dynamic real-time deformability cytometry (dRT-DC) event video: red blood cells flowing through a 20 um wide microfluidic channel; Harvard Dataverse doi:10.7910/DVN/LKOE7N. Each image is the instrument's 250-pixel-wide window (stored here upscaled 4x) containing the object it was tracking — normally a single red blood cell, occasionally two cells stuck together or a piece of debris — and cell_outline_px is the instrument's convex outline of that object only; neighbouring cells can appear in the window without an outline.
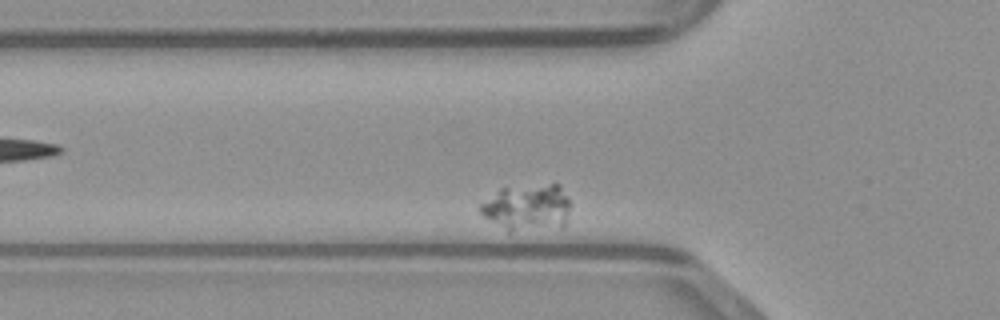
{"species": "common noctule bat (a hibernating species)", "species_latin": "Nyctalus noctula", "temperature_condition": "warm", "stored_images_in_passage": 29, "camera_frame_rate_fps": 3000, "um_per_image_px": 0.085, "animal": {"sex": "male", "body_mass_g": 23.1, "forearm_length_mm": 52.7}, "frame": {"image": 1, "passage_image": 3, "time_ms": 0.667, "image_size_px": [1000, 320], "cell_outline_px": [[568, 212], [564, 224], [560, 228], [512, 232], [508, 232], [484, 216], [480, 212], [480, 204], [500, 188], [548, 184], [560, 184], [568, 200]], "centroid_in_image_um": [44.81, 17.66], "position_along_channel_um": 81.0, "area_um2": 24.45}}
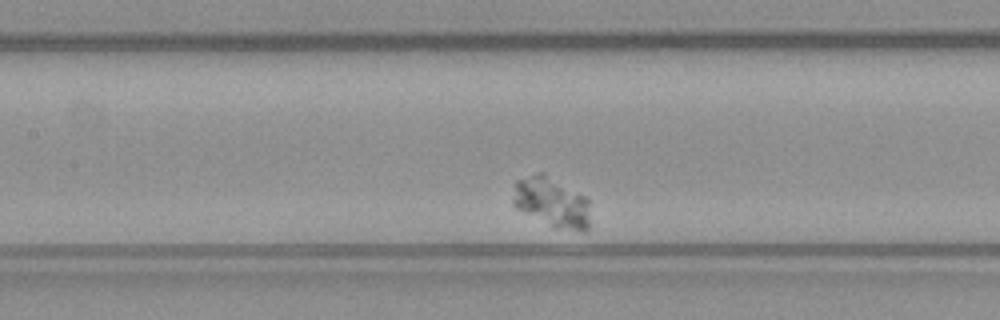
{"frame": {"image": 2, "passage_image": 10, "time_ms": 3.0, "image_size_px": [1000, 320], "cell_outline_px": [[588, 228], [584, 232], [580, 232], [556, 228], [516, 208], [512, 204], [512, 200], [516, 180], [540, 172], [544, 172], [588, 196]], "centroid_in_image_um": [46.91, 17.17], "position_along_channel_um": 160.5, "area_um2": 22.72}}
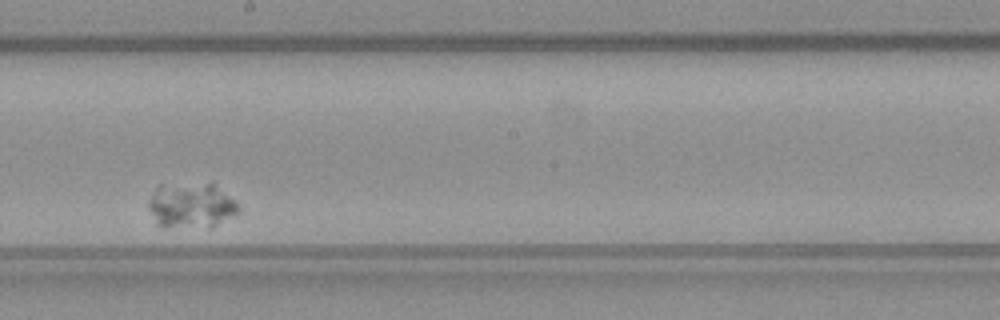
{"frame": {"image": 3, "passage_image": 16, "time_ms": 5.0, "image_size_px": [1000, 320], "cell_outline_px": [[240, 212], [212, 228], [208, 228], [156, 224], [148, 208], [148, 200], [156, 188], [160, 184], [212, 180], [236, 200], [240, 208]], "centroid_in_image_um": [16.32, 17.39], "position_along_channel_um": 231.9, "area_um2": 24.68}}